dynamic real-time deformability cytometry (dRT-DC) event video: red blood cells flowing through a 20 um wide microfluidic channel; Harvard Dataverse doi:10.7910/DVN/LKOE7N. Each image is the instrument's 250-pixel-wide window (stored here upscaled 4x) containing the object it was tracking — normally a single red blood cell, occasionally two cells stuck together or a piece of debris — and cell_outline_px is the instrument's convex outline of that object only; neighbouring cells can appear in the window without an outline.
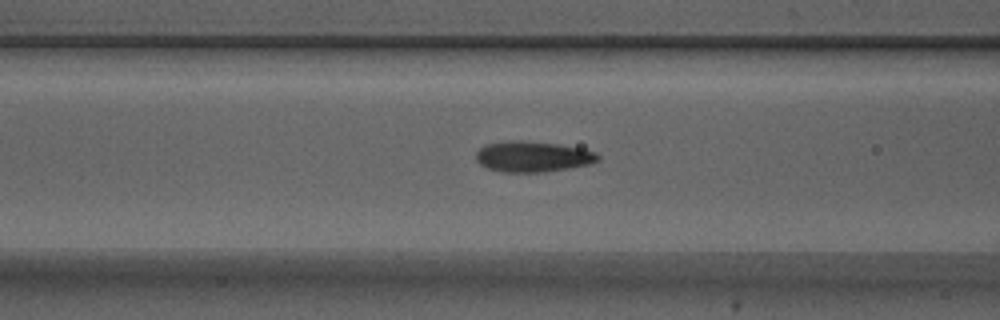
{"species": "Egyptian fruit bat (a non-hibernating species)", "species_latin": "Rousettus aegyptiacus", "temperature_condition": "warm", "stored_images_in_passage": 49, "camera_frame_rate_fps": 3000, "um_per_image_px": 0.085, "animal": {"sex": "male"}, "frame": {"image": 1, "passage_image": 20, "time_ms": 6.333, "image_size_px": [1000, 320], "cell_outline_px": [[600, 160], [588, 164], [568, 168], [544, 172], [500, 172], [488, 168], [480, 164], [476, 160], [476, 152], [480, 148], [488, 144], [516, 140], [520, 140], [556, 144], [580, 148], [596, 152], [600, 156]], "centroid_in_image_um": [45.28, 13.32], "position_along_channel_um": 121.3, "area_um2": 21.62}}
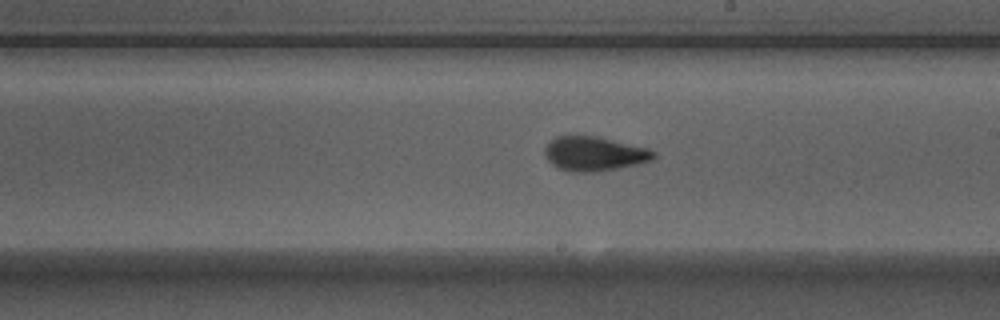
{"frame": {"image": 2, "passage_image": 29, "time_ms": 9.333, "image_size_px": [1000, 320], "cell_outline_px": [[656, 156], [652, 160], [636, 164], [616, 168], [592, 172], [568, 172], [552, 164], [544, 156], [544, 148], [556, 136], [596, 136], [648, 148], [656, 152]], "centroid_in_image_um": [50.5, 13.07], "position_along_channel_um": 238.5, "area_um2": 21.62}}
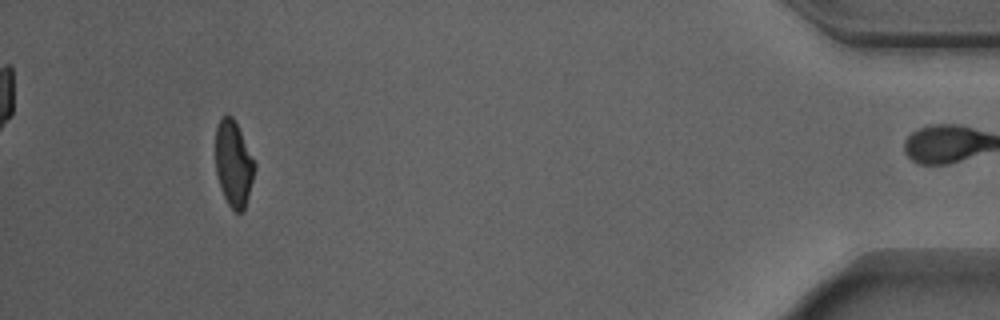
{"frame": {"image": 3, "passage_image": 48, "time_ms": 15.667, "image_size_px": [1000, 320], "cell_outline_px": [[256, 168], [244, 212], [236, 212], [228, 204], [220, 188], [216, 172], [216, 128], [220, 116], [232, 116], [236, 120], [256, 164]], "centroid_in_image_um": [19.86, 13.9], "position_along_channel_um": 415.3, "area_um2": 19.77}, "authors_computed_cell_mechanics": {"area_um2": 21.097, "velocity_mm_per_s": 3.9119, "shape_relaxation_time_tau1_ms": 4.3042, "shape_relaxation_time_tau2_ms": 1.022, "deformation_change_tau1": 0.151, "deformation_change_tau2": 0.0572}}